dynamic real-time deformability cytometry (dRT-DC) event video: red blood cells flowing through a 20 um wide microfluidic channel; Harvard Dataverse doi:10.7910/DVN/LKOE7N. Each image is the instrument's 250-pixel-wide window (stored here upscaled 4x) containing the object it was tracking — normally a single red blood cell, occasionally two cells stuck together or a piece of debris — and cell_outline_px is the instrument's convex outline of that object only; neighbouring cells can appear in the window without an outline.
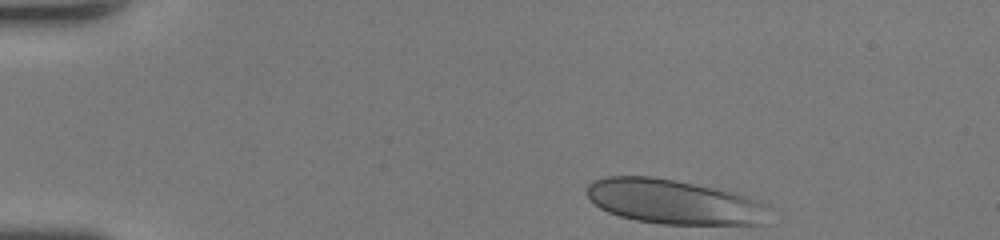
{"species": "human", "species_latin": "Homo sapiens", "temperature_condition": "room temperature", "stored_images_in_passage": 34, "camera_frame_rate_fps": 3000, "um_per_image_px": 0.085, "donor": {"sex": "female"}, "frame": {"image": 1, "passage_image": 1, "time_ms": 0.0, "image_size_px": [1000, 240], "cell_outline_px": [[772, 208], [764, 224], [664, 224], [636, 220], [620, 216], [608, 212], [600, 208], [584, 192], [588, 184], [592, 180], [604, 176], [652, 176], [732, 192], [760, 200], [768, 204]], "centroid_in_image_um": [57.29, 17.15], "position_along_channel_um": 27.7, "area_um2": 47.45}}
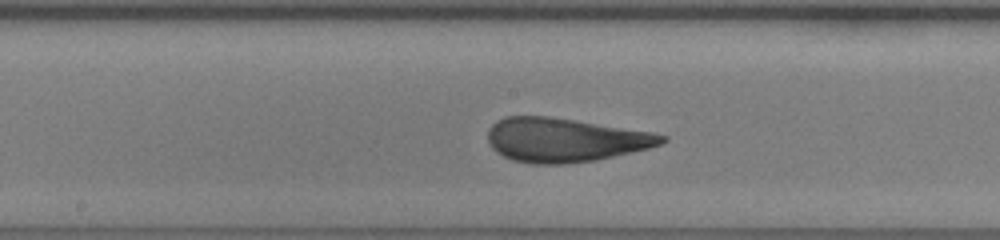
{"frame": {"image": 2, "passage_image": 19, "time_ms": 6.0, "image_size_px": [1000, 240], "cell_outline_px": [[668, 140], [660, 144], [648, 148], [596, 160], [560, 164], [532, 164], [512, 160], [496, 152], [492, 148], [488, 140], [488, 128], [496, 120], [504, 116], [548, 116], [652, 132], [668, 136]], "centroid_in_image_um": [47.98, 11.89], "position_along_channel_um": 200.2, "area_um2": 44.45}}
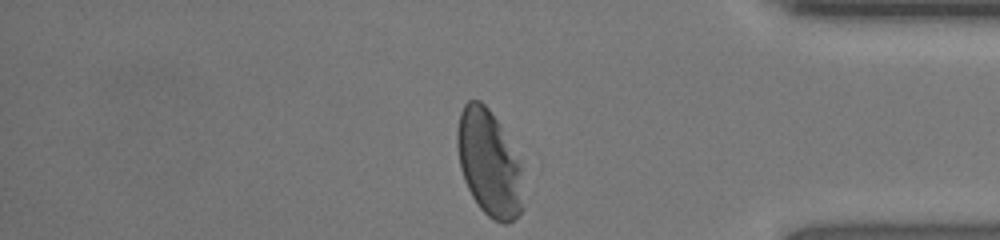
{"frame": {"image": 3, "passage_image": 34, "time_ms": 11.0, "image_size_px": [1000, 240], "cell_outline_px": [[524, 208], [508, 224], [504, 224], [492, 220], [480, 208], [472, 196], [464, 180], [460, 168], [456, 144], [456, 132], [460, 112], [464, 104], [468, 100], [480, 100], [488, 108], [500, 124], [520, 164]], "centroid_in_image_um": [41.55, 13.88], "position_along_channel_um": 393.7, "area_um2": 40.81}, "authors_computed_cell_mechanics": {"area_um2": 44.9684, "velocity_mm_per_s": 4.2438, "shape_relaxation_time_tau1_ms": 5.0861, "shape_relaxation_time_tau2_ms": null, "deformation_change_tau1": 0.1872, "deformation_change_tau2": null}}